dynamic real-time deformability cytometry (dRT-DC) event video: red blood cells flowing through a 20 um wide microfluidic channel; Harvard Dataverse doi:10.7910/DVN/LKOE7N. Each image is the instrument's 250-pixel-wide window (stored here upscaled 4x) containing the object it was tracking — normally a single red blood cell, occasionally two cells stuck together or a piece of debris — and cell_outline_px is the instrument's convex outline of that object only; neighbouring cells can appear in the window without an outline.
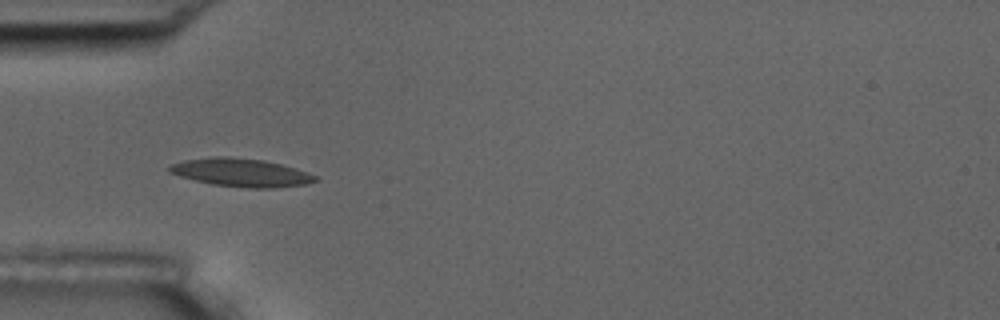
{"species": "common noctule bat (a hibernating species)", "species_latin": "Nyctalus noctula", "temperature_condition": "room temperature", "stored_images_in_passage": 6, "camera_frame_rate_fps": 3000, "um_per_image_px": 0.085, "animal": {"sex": "male", "body_mass_g": 17.5, "forearm_length_mm": 52.3}, "frame": {"image": 1, "passage_image": 5, "time_ms": 1.333, "image_size_px": [1000, 320], "cell_outline_px": [[320, 180], [304, 184], [276, 188], [248, 188], [212, 184], [180, 176], [168, 172], [168, 168], [172, 164], [184, 160], [216, 156], [228, 156], [264, 160], [296, 168], [316, 176]], "centroid_in_image_um": [20.5, 14.66], "position_along_channel_um": 64.5, "area_um2": 23.87}}